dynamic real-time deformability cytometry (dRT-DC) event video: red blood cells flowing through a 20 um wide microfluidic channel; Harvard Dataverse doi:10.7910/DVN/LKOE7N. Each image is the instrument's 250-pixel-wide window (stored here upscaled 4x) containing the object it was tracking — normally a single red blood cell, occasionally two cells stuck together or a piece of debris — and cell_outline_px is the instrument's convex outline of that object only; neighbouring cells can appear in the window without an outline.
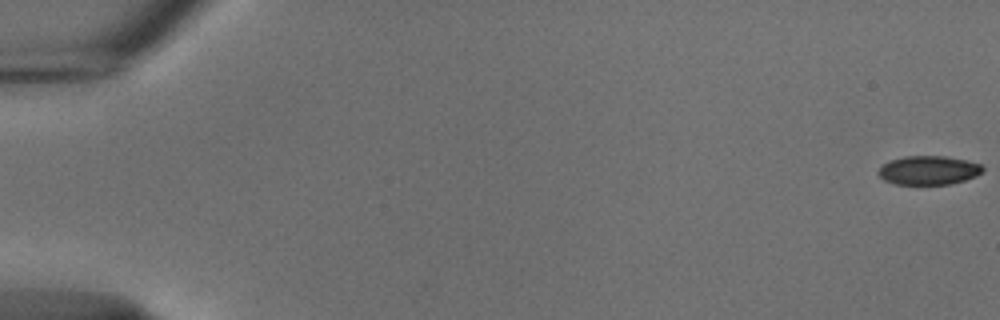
{"species": "common noctule bat (a hibernating species)", "species_latin": "Nyctalus noctula", "temperature_condition": "cold", "stored_images_in_passage": 55, "camera_frame_rate_fps": 3000, "um_per_image_px": 0.085, "animal": {"sex": "male", "body_mass_g": 18.8}, "frame": {"image": 1, "passage_image": 1, "time_ms": 0.0, "image_size_px": [1000, 320], "cell_outline_px": [[984, 168], [976, 176], [964, 180], [948, 184], [896, 184], [884, 180], [876, 172], [884, 164], [892, 160], [904, 156], [944, 156], [964, 160], [980, 164]], "centroid_in_image_um": [78.91, 14.47], "position_along_channel_um": 6.1, "area_um2": 17.28}}
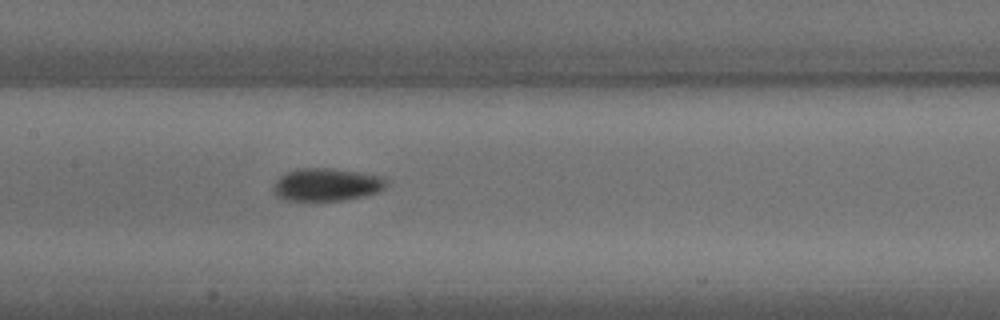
{"frame": {"image": 2, "passage_image": 28, "time_ms": 9.0, "image_size_px": [1000, 320], "cell_outline_px": [[388, 180], [384, 188], [380, 192], [364, 196], [344, 200], [284, 200], [276, 196], [272, 188], [276, 180], [284, 172], [296, 168], [328, 168], [360, 172], [384, 176]], "centroid_in_image_um": [27.76, 15.68], "position_along_channel_um": 179.6, "area_um2": 21.85}}
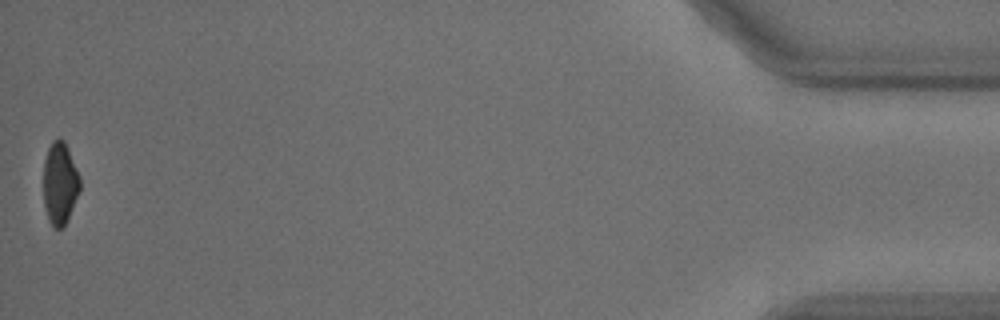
{"frame": {"image": 3, "passage_image": 55, "time_ms": 18.0, "image_size_px": [1000, 320], "cell_outline_px": [[80, 192], [68, 220], [64, 228], [56, 228], [48, 220], [44, 204], [44, 160], [48, 148], [52, 140], [64, 140], [68, 148], [80, 176]], "centroid_in_image_um": [5.11, 15.61], "position_along_channel_um": 430.1, "area_um2": 17.63}, "authors_computed_cell_mechanics": {"area_um2": 20.0566, "velocity_mm_per_s": 3.7533, "shape_relaxation_time_tau1_ms": 3.9692, "shape_relaxation_time_tau2_ms": null, "deformation_change_tau1": 0.0998, "deformation_change_tau2": null}}